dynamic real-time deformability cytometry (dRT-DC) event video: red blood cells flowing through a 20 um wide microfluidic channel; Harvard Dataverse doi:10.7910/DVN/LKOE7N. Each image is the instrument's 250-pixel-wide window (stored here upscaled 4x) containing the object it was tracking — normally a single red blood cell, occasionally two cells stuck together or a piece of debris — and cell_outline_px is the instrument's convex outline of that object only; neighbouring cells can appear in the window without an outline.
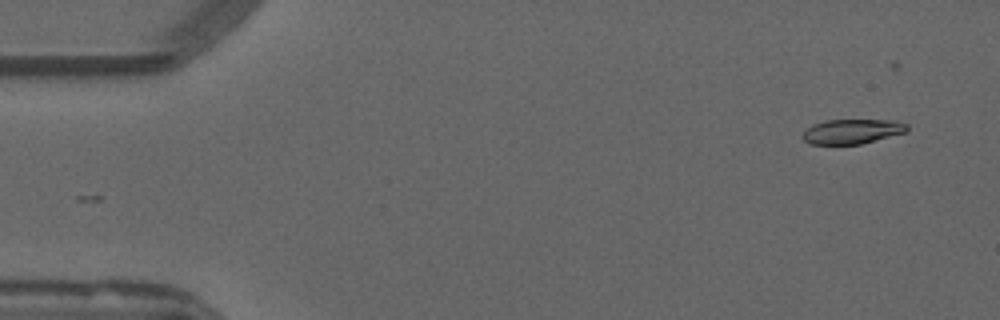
{"species": "common noctule bat (a hibernating species)", "species_latin": "Nyctalus noctula", "temperature_condition": "warm", "stored_images_in_passage": 51, "camera_frame_rate_fps": 3000, "um_per_image_px": 0.085, "animal": {"sex": "male", "forearm_length_mm": 52.5}, "frame": {"image": 1, "passage_image": 1, "time_ms": 0.0, "image_size_px": [1000, 320], "cell_outline_px": [[908, 128], [904, 132], [860, 144], [808, 144], [804, 140], [804, 132], [812, 124], [824, 120], [896, 120], [908, 124]], "centroid_in_image_um": [72.42, 11.16], "position_along_channel_um": 12.6, "area_um2": 14.85}}
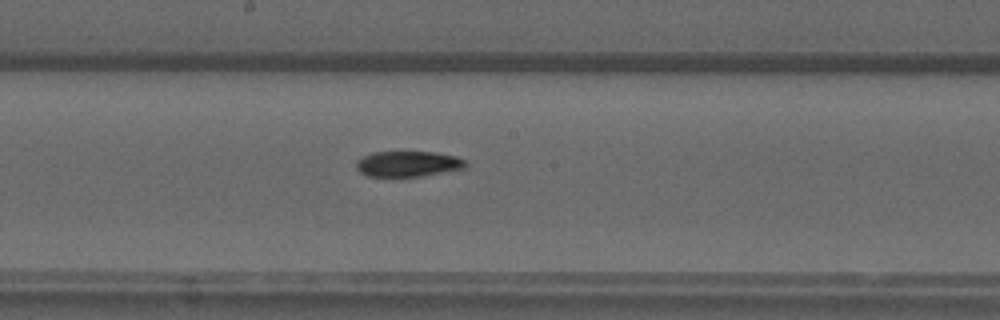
{"frame": {"image": 2, "passage_image": 26, "time_ms": 8.333, "image_size_px": [1000, 320], "cell_outline_px": [[468, 164], [464, 168], [424, 176], [368, 176], [360, 172], [356, 168], [356, 160], [372, 152], [436, 152], [456, 156], [464, 160]], "centroid_in_image_um": [34.68, 13.92], "position_along_channel_um": 213.5, "area_um2": 16.3}}
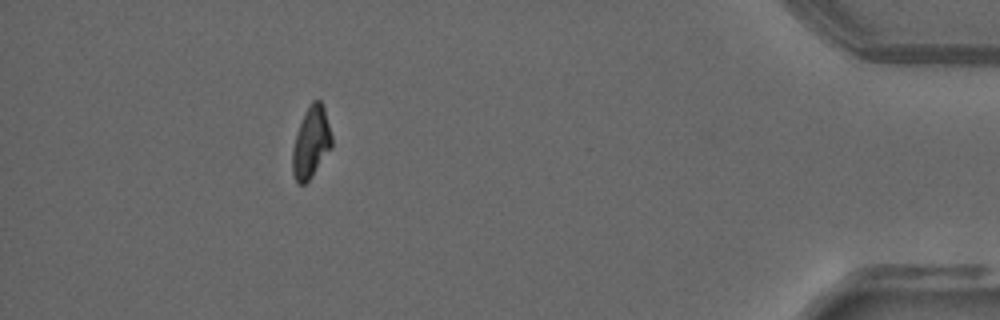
{"frame": {"image": 3, "passage_image": 46, "time_ms": 15.0, "image_size_px": [1000, 320], "cell_outline_px": [[332, 148], [312, 176], [304, 184], [296, 184], [292, 172], [292, 148], [296, 132], [304, 112], [312, 100], [320, 100], [324, 108], [332, 136]], "centroid_in_image_um": [26.42, 12.12], "position_along_channel_um": 408.8, "area_um2": 16.53}}